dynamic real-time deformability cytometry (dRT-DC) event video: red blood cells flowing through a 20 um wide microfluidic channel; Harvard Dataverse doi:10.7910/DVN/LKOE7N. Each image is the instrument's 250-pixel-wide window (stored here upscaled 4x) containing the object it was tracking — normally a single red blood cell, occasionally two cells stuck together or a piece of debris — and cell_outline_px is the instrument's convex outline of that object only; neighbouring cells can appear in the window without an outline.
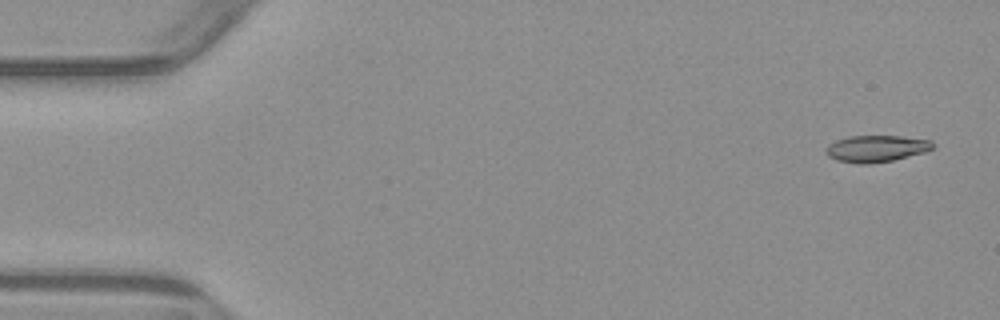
{"species": "common noctule bat (a hibernating species)", "species_latin": "Nyctalus noctula", "temperature_condition": "warm", "stored_images_in_passage": 6, "camera_frame_rate_fps": 3000, "um_per_image_px": 0.085, "animal": {"sex": "male", "body_mass_g": 23.1, "forearm_length_mm": 52.7}, "frame": {"image": 1, "passage_image": 1, "time_ms": 0.0, "image_size_px": [1000, 320], "cell_outline_px": [[936, 144], [932, 148], [924, 152], [892, 160], [868, 164], [860, 164], [836, 160], [828, 156], [824, 148], [828, 144], [836, 140], [848, 136], [900, 136], [932, 140]], "centroid_in_image_um": [74.46, 12.62], "position_along_channel_um": 10.5, "area_um2": 16.65}}
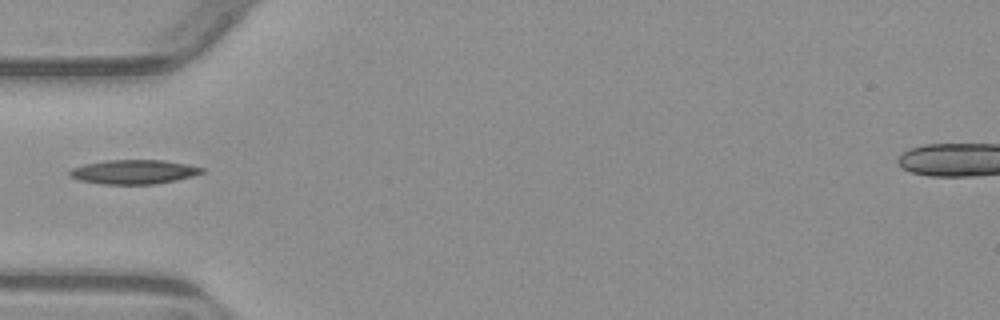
{"frame": {"image": 2, "passage_image": 5, "time_ms": 5.0, "image_size_px": [1000, 320], "cell_outline_px": [[204, 172], [192, 176], [176, 180], [156, 184], [100, 184], [80, 180], [68, 176], [68, 172], [72, 168], [84, 164], [108, 160], [164, 160], [188, 164], [204, 168]], "centroid_in_image_um": [11.36, 14.61], "position_along_channel_um": 73.6, "area_um2": 18.73}}
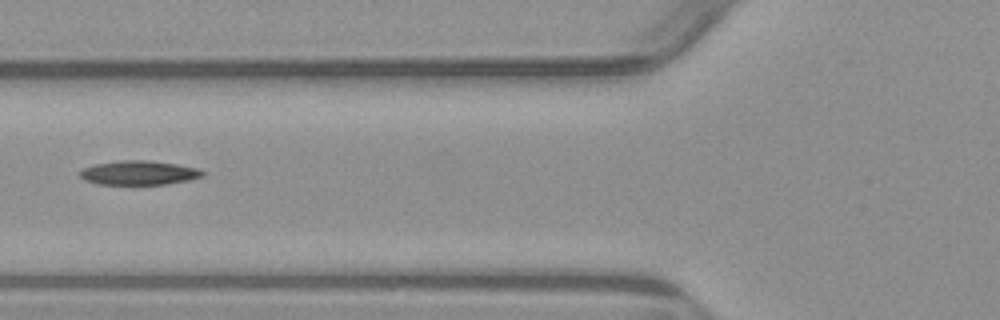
{"frame": {"image": 3, "passage_image": 6, "time_ms": 6.0, "image_size_px": [1000, 320], "cell_outline_px": [[204, 176], [188, 180], [168, 184], [96, 184], [84, 180], [80, 176], [80, 172], [84, 168], [96, 164], [124, 160], [148, 160], [176, 164], [200, 168], [204, 172]], "centroid_in_image_um": [11.84, 14.69], "position_along_channel_um": 114.0, "area_um2": 17.22}}